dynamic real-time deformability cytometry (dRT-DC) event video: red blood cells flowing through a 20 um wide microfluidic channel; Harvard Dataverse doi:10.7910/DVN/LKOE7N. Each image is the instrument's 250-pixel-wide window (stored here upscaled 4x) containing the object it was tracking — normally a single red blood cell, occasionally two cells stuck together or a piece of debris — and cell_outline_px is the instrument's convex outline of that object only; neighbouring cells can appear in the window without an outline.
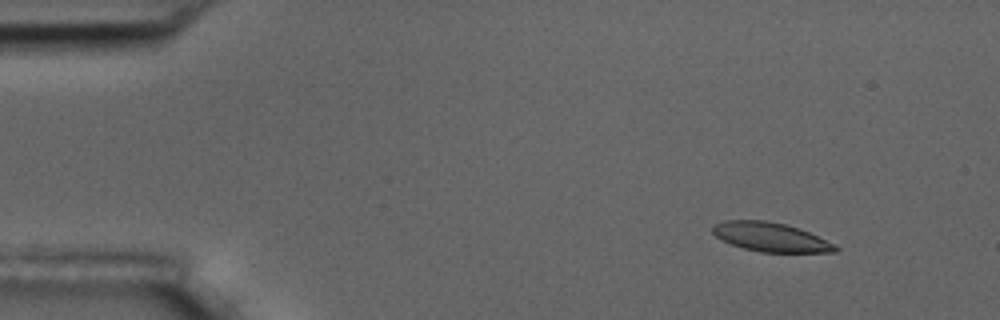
{"species": "common noctule bat (a hibernating species)", "species_latin": "Nyctalus noctula", "temperature_condition": "room temperature", "stored_images_in_passage": 6, "camera_frame_rate_fps": 3000, "um_per_image_px": 0.085, "animal": {"sex": "male", "body_mass_g": 17.5, "forearm_length_mm": 52.3}, "frame": {"image": 1, "passage_image": 2, "time_ms": 1.333, "image_size_px": [1000, 320], "cell_outline_px": [[840, 248], [836, 252], [760, 252], [744, 248], [732, 244], [716, 236], [712, 232], [712, 224], [724, 220], [764, 220], [784, 224], [800, 228]], "centroid_in_image_um": [65.46, 20.14], "position_along_channel_um": 19.5, "area_um2": 20.52}}
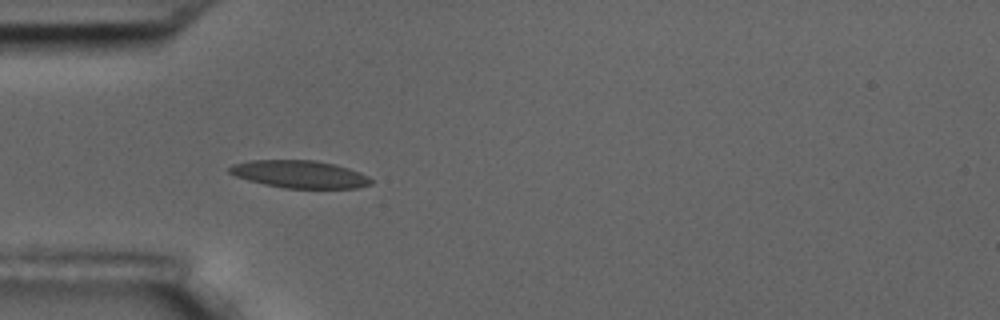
{"frame": {"image": 2, "passage_image": 5, "time_ms": 5.0, "image_size_px": [1000, 320], "cell_outline_px": [[372, 184], [356, 188], [284, 188], [264, 184], [248, 180], [236, 176], [228, 172], [228, 168], [232, 164], [252, 160], [316, 160], [336, 164], [360, 172], [368, 176], [372, 180]], "centroid_in_image_um": [25.48, 14.8], "position_along_channel_um": 59.5, "area_um2": 22.77}}